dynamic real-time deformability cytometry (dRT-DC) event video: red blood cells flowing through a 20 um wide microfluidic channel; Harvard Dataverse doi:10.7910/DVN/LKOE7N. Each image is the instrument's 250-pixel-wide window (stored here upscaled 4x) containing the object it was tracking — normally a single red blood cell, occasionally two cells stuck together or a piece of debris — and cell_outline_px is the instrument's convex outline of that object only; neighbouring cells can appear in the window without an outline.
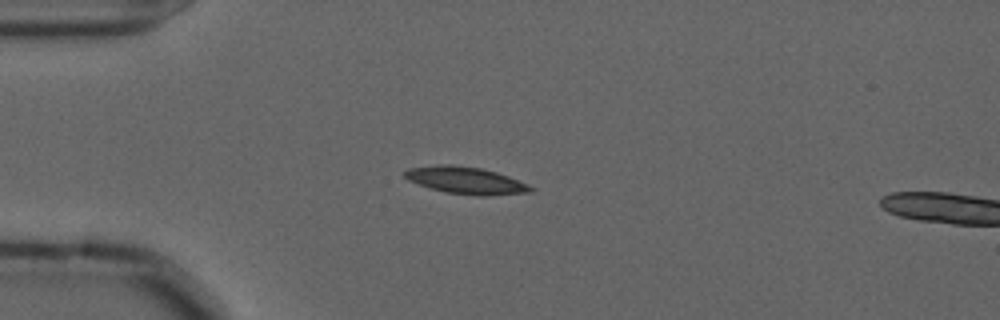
{"species": "common noctule bat (a hibernating species)", "species_latin": "Nyctalus noctula", "temperature_condition": "cold", "stored_images_in_passage": 48, "camera_frame_rate_fps": 3000, "um_per_image_px": 0.085, "animal": {"sex": "male", "forearm_length_mm": 52.5}, "frame": {"image": 1, "passage_image": 14, "time_ms": 4.333, "image_size_px": [1000, 320], "cell_outline_px": [[536, 188], [532, 192], [488, 196], [476, 196], [444, 192], [428, 188], [408, 180], [404, 176], [404, 172], [408, 168], [436, 164], [452, 164], [480, 168], [496, 172], [508, 176]], "centroid_in_image_um": [39.58, 15.34], "position_along_channel_um": 45.4, "area_um2": 20.11}}
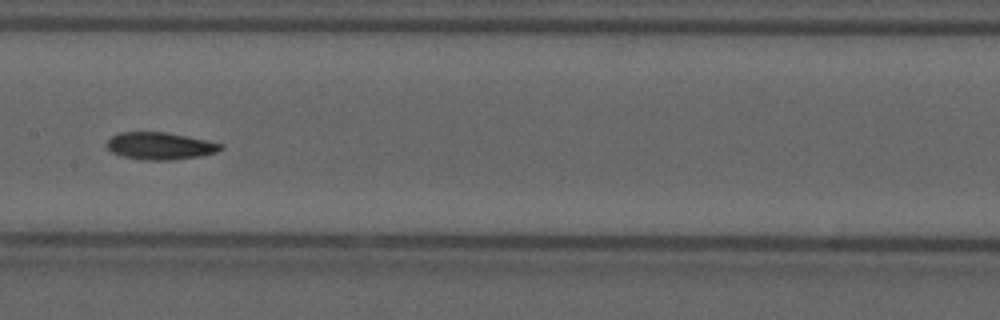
{"frame": {"image": 2, "passage_image": 28, "time_ms": 9.0, "image_size_px": [1000, 320], "cell_outline_px": [[224, 148], [216, 152], [196, 156], [172, 160], [140, 160], [120, 156], [112, 152], [104, 144], [112, 136], [120, 132], [164, 132], [188, 136], [224, 144]], "centroid_in_image_um": [13.57, 12.4], "position_along_channel_um": 193.8, "area_um2": 18.15}}
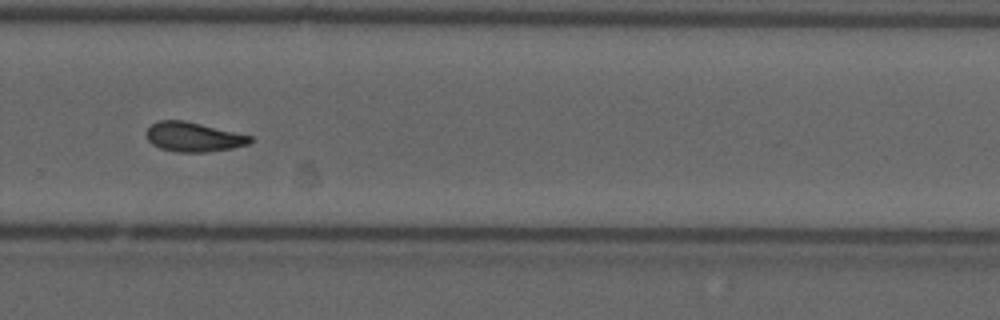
{"frame": {"image": 3, "passage_image": 38, "time_ms": 12.333, "image_size_px": [1000, 320], "cell_outline_px": [[252, 140], [248, 144], [232, 148], [208, 152], [176, 152], [160, 148], [152, 144], [148, 140], [148, 128], [152, 124], [160, 120], [184, 120], [252, 136]], "centroid_in_image_um": [16.45, 11.65], "position_along_channel_um": 313.4, "area_um2": 17.63}, "authors_computed_cell_mechanics": {"area_um2": 18.2937, "velocity_mm_per_s": 3.6018, "shape_relaxation_time_tau1_ms": 4.7416, "shape_relaxation_time_tau2_ms": 7.4039, "deformation_change_tau1": 0.1411, "deformation_change_tau2": 0.1222}}